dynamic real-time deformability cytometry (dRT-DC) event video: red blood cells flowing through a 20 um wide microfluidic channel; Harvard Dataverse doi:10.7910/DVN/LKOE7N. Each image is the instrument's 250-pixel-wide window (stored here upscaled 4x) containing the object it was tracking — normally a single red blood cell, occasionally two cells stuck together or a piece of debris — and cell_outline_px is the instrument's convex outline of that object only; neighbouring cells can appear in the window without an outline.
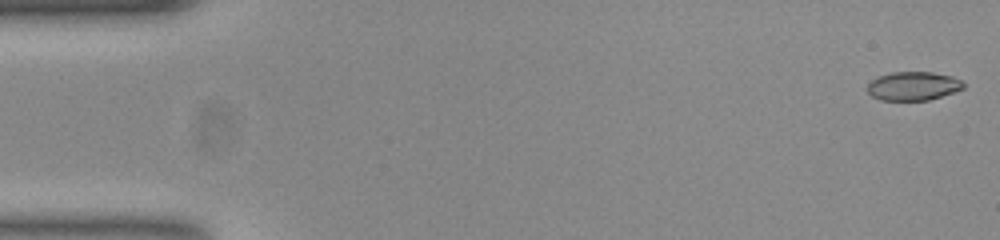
{"species": "common noctule bat (a hibernating species)", "species_latin": "Nyctalus noctula", "temperature_condition": "room temperature", "stored_images_in_passage": 50, "camera_frame_rate_fps": 3000, "um_per_image_px": 0.085, "animal": {"sex": "female", "body_mass_g": 23.0, "forearm_length_mm": 53.4}, "frame": {"image": 1, "passage_image": 1, "time_ms": 0.0, "image_size_px": [1000, 240], "cell_outline_px": [[964, 88], [928, 100], [880, 100], [872, 96], [868, 92], [868, 84], [876, 76], [892, 72], [932, 72], [952, 76], [960, 80], [964, 84]], "centroid_in_image_um": [77.59, 7.3], "position_along_channel_um": 7.4, "area_um2": 15.95}}
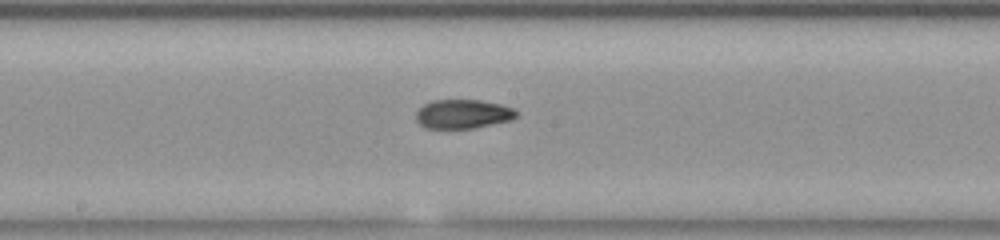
{"frame": {"image": 2, "passage_image": 28, "time_ms": 9.0, "image_size_px": [1000, 240], "cell_outline_px": [[516, 116], [512, 120], [472, 128], [424, 128], [416, 120], [416, 112], [424, 104], [432, 100], [480, 100], [500, 104], [512, 108], [516, 112]], "centroid_in_image_um": [39.32, 9.69], "position_along_channel_um": 208.9, "area_um2": 16.88}}
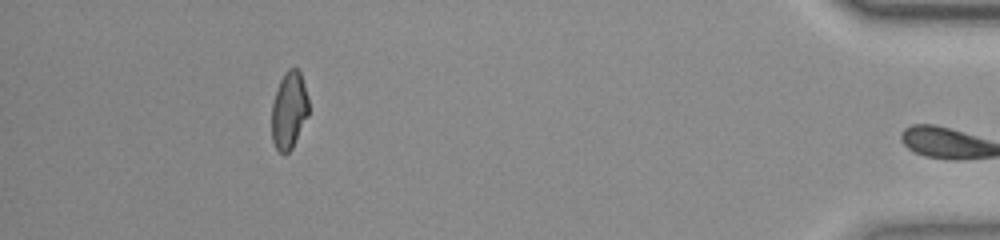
{"frame": {"image": 3, "passage_image": 49, "time_ms": 16.0, "image_size_px": [1000, 240], "cell_outline_px": [[308, 116], [292, 148], [288, 152], [280, 152], [276, 148], [272, 140], [272, 104], [280, 80], [284, 72], [288, 68], [300, 68], [308, 100]], "centroid_in_image_um": [24.57, 9.34], "position_along_channel_um": 410.6, "area_um2": 16.59}, "authors_computed_cell_mechanics": {"area_um2": 17.1666, "velocity_mm_per_s": 3.7834, "shape_relaxation_time_tau1_ms": null, "shape_relaxation_time_tau2_ms": 1.5013, "deformation_change_tau1": null, "deformation_change_tau2": 0.0605}}